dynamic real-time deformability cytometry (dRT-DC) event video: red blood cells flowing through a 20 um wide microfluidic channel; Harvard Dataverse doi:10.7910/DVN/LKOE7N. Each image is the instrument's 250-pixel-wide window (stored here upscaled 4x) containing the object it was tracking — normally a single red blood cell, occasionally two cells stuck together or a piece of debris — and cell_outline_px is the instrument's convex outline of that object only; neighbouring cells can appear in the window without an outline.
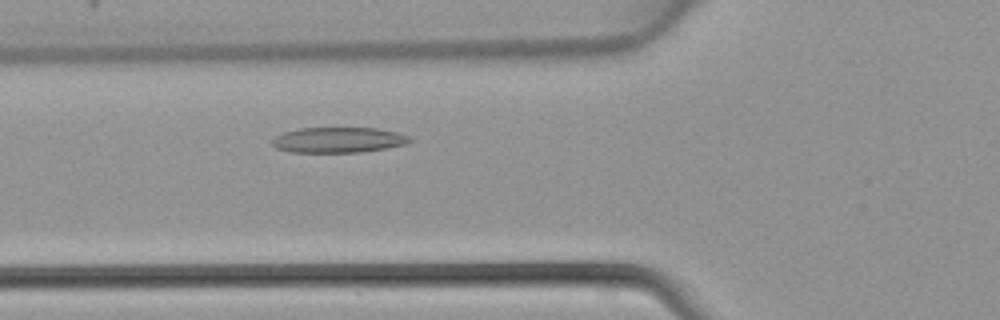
{"species": "common noctule bat (a hibernating species)", "species_latin": "Nyctalus noctula", "temperature_condition": "warm", "stored_images_in_passage": 40, "camera_frame_rate_fps": 3000, "um_per_image_px": 0.085, "animal": {"sex": "female", "body_mass_g": 22.7, "forearm_length_mm": 54.2}, "frame": {"image": 1, "passage_image": 12, "time_ms": 3.667, "image_size_px": [1000, 320], "cell_outline_px": [[412, 140], [408, 144], [360, 152], [288, 152], [276, 148], [272, 144], [272, 140], [276, 136], [284, 132], [300, 128], [376, 128], [396, 132], [408, 136]], "centroid_in_image_um": [28.74, 11.9], "position_along_channel_um": 97.1, "area_um2": 20.29}}
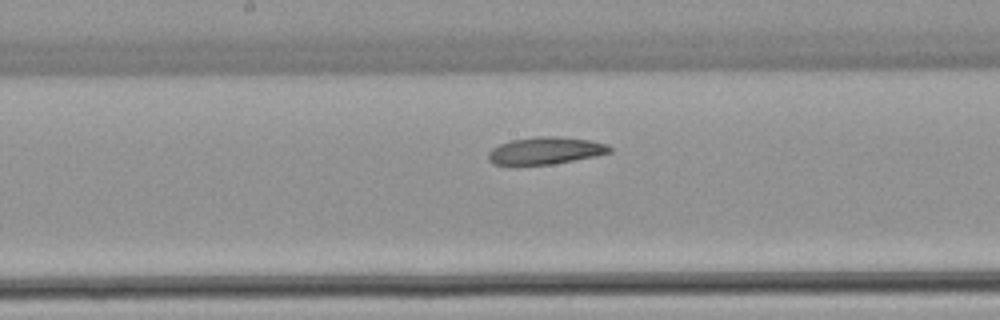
{"frame": {"image": 2, "passage_image": 19, "time_ms": 6.0, "image_size_px": [1000, 320], "cell_outline_px": [[612, 152], [596, 156], [552, 164], [492, 164], [488, 160], [488, 152], [492, 148], [500, 144], [512, 140], [536, 136], [556, 136], [592, 140], [608, 144], [612, 148]], "centroid_in_image_um": [46.4, 12.79], "position_along_channel_um": 201.8, "area_um2": 19.25}}
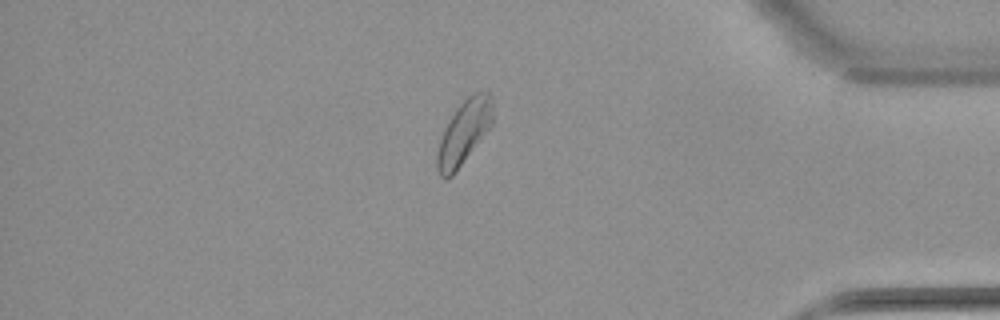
{"frame": {"image": 3, "passage_image": 34, "time_ms": 11.0, "image_size_px": [1000, 320], "cell_outline_px": [[492, 124], [452, 176], [444, 180], [440, 176], [436, 168], [436, 156], [440, 140], [444, 128], [448, 120], [456, 108], [468, 96], [476, 92], [488, 92], [492, 100]], "centroid_in_image_um": [39.4, 11.26], "position_along_channel_um": 395.8, "area_um2": 20.4}}